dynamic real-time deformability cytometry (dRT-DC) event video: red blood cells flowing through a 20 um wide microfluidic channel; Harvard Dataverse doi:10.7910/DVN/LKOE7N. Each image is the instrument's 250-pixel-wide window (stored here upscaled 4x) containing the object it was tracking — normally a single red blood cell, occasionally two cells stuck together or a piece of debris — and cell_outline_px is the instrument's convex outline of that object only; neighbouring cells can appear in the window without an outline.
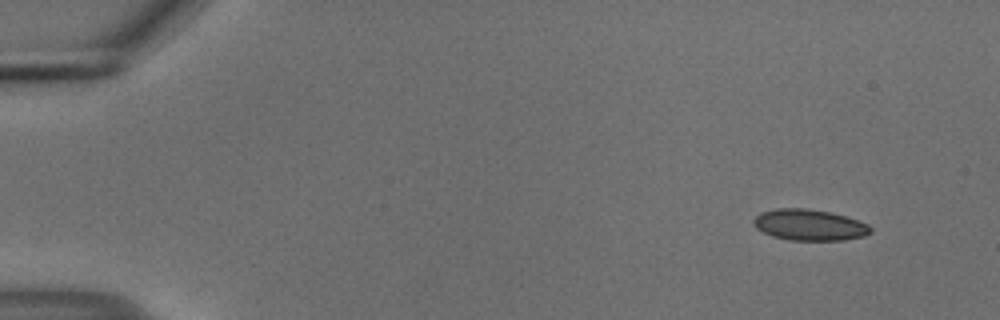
{"species": "common noctule bat (a hibernating species)", "species_latin": "Nyctalus noctula", "temperature_condition": "cold", "stored_images_in_passage": 4, "camera_frame_rate_fps": 3000, "um_per_image_px": 0.085, "animal": {"sex": "male", "body_mass_g": 18.8}, "frame": {"image": 1, "passage_image": 1, "time_ms": 0.0, "image_size_px": [1000, 320], "cell_outline_px": [[872, 232], [864, 236], [844, 240], [788, 240], [772, 236], [756, 228], [752, 224], [752, 220], [760, 212], [776, 208], [808, 208], [832, 212], [868, 224], [872, 228]], "centroid_in_image_um": [68.78, 19.11], "position_along_channel_um": 16.2, "area_um2": 21.39}}